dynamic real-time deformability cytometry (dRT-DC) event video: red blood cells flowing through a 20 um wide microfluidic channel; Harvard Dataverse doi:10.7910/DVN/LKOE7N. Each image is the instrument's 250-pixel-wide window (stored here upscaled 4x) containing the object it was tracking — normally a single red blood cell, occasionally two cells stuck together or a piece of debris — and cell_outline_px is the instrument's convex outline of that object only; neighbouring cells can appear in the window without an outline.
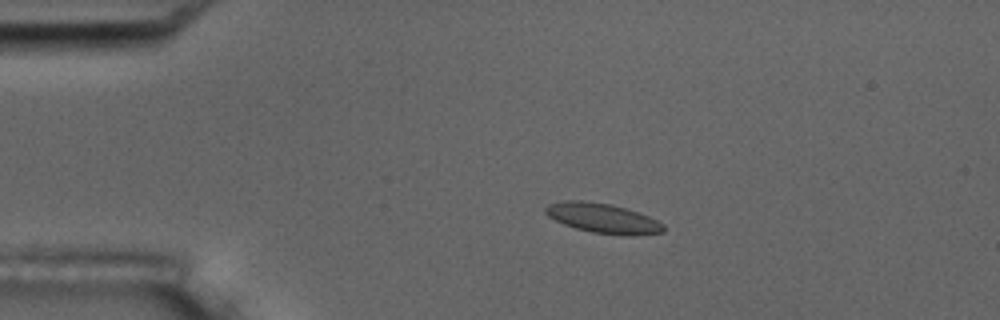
{"species": "common noctule bat (a hibernating species)", "species_latin": "Nyctalus noctula", "temperature_condition": "room temperature", "stored_images_in_passage": 10, "camera_frame_rate_fps": 3000, "um_per_image_px": 0.085, "animal": {"sex": "male", "body_mass_g": 17.5, "forearm_length_mm": 52.3}, "frame": {"image": 1, "passage_image": 4, "time_ms": 3.667, "image_size_px": [1000, 320], "cell_outline_px": [[664, 232], [632, 236], [628, 236], [592, 232], [576, 228], [564, 224], [548, 216], [544, 212], [544, 208], [548, 204], [564, 200], [580, 200], [612, 204], [648, 216], [664, 224]], "centroid_in_image_um": [51.23, 18.55], "position_along_channel_um": 33.8, "area_um2": 20.4}}
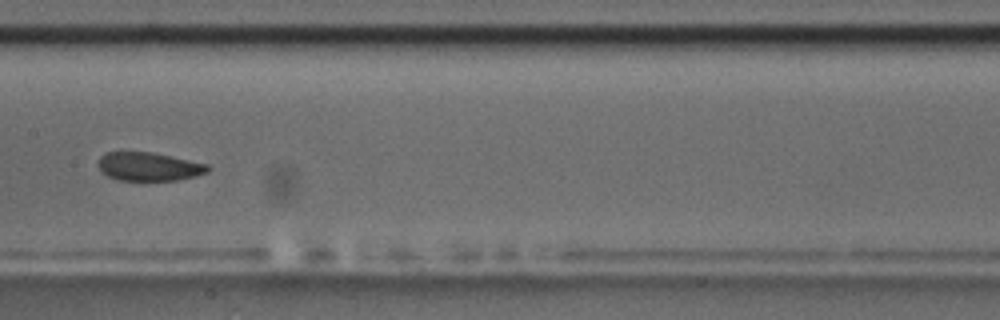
{"frame": {"image": 2, "passage_image": 9, "time_ms": 9.333, "image_size_px": [1000, 320], "cell_outline_px": [[212, 168], [208, 172], [196, 176], [176, 180], [116, 180], [100, 172], [96, 164], [100, 156], [104, 152], [152, 152], [208, 164]], "centroid_in_image_um": [12.62, 14.16], "position_along_channel_um": 194.8, "area_um2": 18.44}}
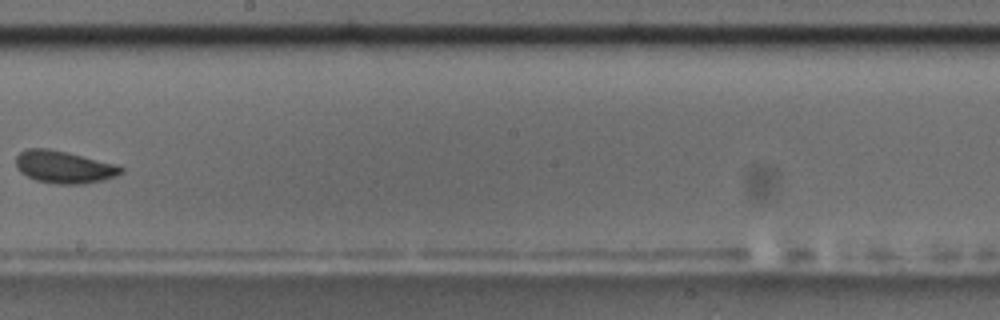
{"frame": {"image": 3, "passage_image": 10, "time_ms": 10.667, "image_size_px": [1000, 320], "cell_outline_px": [[124, 172], [116, 176], [104, 180], [80, 184], [56, 184], [36, 180], [20, 172], [16, 168], [16, 156], [20, 152], [28, 148], [48, 148], [68, 152], [120, 164], [124, 168]], "centroid_in_image_um": [5.49, 14.18], "position_along_channel_um": 242.7, "area_um2": 20.17}}